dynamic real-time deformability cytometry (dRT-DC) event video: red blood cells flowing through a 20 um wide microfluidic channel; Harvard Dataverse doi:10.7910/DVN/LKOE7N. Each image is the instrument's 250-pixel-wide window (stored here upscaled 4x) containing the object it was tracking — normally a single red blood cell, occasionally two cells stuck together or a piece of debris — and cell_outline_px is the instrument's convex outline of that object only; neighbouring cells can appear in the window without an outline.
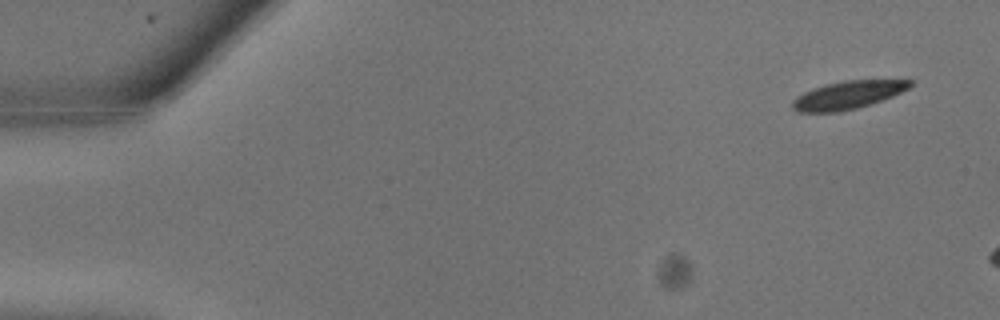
{"species": "common noctule bat (a hibernating species)", "species_latin": "Nyctalus noctula", "temperature_condition": "warm", "stored_images_in_passage": 4, "camera_frame_rate_fps": 3000, "um_per_image_px": 0.085, "animal": {"sex": "male", "body_mass_g": 13.3}, "frame": {"image": 1, "passage_image": 1, "time_ms": 0.0, "image_size_px": [1000, 320], "cell_outline_px": [[912, 84], [908, 88], [892, 96], [872, 104], [840, 112], [796, 112], [792, 108], [792, 100], [796, 96], [804, 92], [828, 84], [844, 80], [912, 80]], "centroid_in_image_um": [72.04, 8.09], "position_along_channel_um": 13.0, "area_um2": 19.02}}